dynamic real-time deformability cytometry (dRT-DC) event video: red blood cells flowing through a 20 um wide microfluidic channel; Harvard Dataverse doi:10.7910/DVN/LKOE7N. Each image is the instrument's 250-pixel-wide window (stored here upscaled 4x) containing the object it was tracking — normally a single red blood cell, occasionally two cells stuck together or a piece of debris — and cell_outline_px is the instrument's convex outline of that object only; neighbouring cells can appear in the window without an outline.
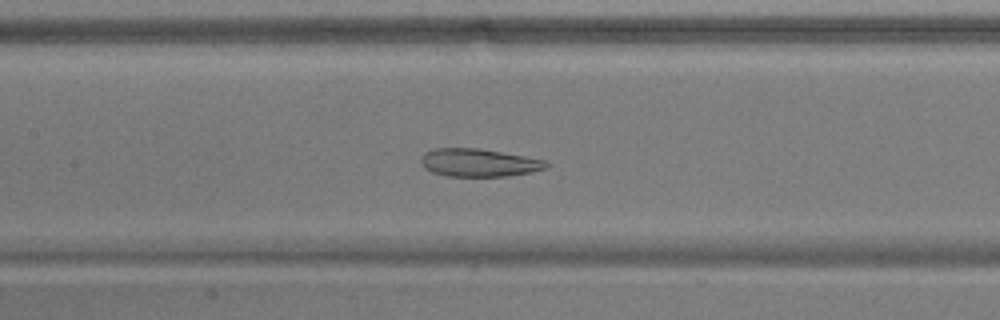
{"species": "common noctule bat (a hibernating species)", "species_latin": "Nyctalus noctula", "temperature_condition": "warm", "stored_images_in_passage": 55, "camera_frame_rate_fps": 3000, "um_per_image_px": 0.085, "animal": {"sex": "male", "body_mass_g": 17.9}, "frame": {"image": 1, "passage_image": 25, "time_ms": 8.0, "image_size_px": [1000, 320], "cell_outline_px": [[548, 164], [544, 168], [532, 172], [508, 176], [448, 176], [432, 172], [424, 168], [420, 160], [424, 152], [436, 148], [476, 148], [524, 156], [544, 160]], "centroid_in_image_um": [40.65, 13.83], "position_along_channel_um": 166.7, "area_um2": 20.17}}
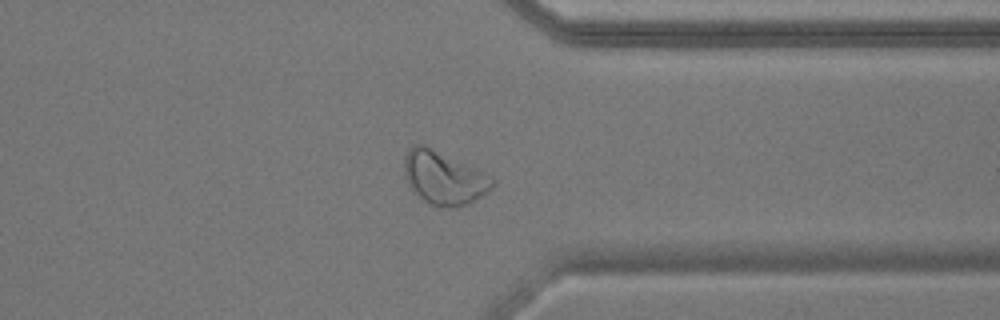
{"frame": {"image": 2, "passage_image": 42, "time_ms": 13.667, "image_size_px": [1000, 320], "cell_outline_px": [[496, 184], [488, 192], [468, 204], [456, 208], [440, 208], [424, 200], [412, 192], [404, 172], [404, 156], [408, 148], [412, 144], [420, 144], [464, 164], [496, 180]], "centroid_in_image_um": [37.69, 15.17], "position_along_channel_um": 373.7, "area_um2": 26.82}}
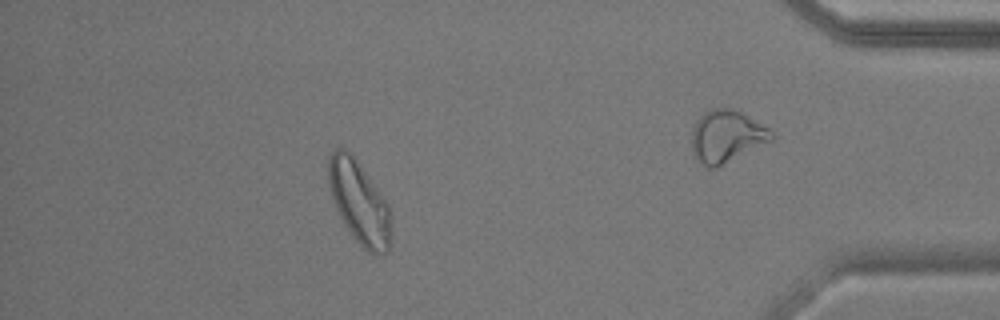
{"frame": {"image": 3, "passage_image": 48, "time_ms": 15.667, "image_size_px": [1000, 320], "cell_outline_px": [[392, 236], [388, 248], [384, 256], [376, 256], [368, 252], [356, 240], [344, 224], [332, 200], [328, 184], [328, 156], [332, 148], [344, 148], [356, 160], [380, 192], [388, 204], [392, 224]], "centroid_in_image_um": [30.54, 17.23], "position_along_channel_um": 404.7, "area_um2": 30.4}, "authors_computed_cell_mechanics": {"area_um2": 28.7844, "velocity_mm_per_s": 3.7092, "shape_relaxation_time_tau1_ms": null, "shape_relaxation_time_tau2_ms": 2.0266, "deformation_change_tau1": null, "deformation_change_tau2": 0.0818}}